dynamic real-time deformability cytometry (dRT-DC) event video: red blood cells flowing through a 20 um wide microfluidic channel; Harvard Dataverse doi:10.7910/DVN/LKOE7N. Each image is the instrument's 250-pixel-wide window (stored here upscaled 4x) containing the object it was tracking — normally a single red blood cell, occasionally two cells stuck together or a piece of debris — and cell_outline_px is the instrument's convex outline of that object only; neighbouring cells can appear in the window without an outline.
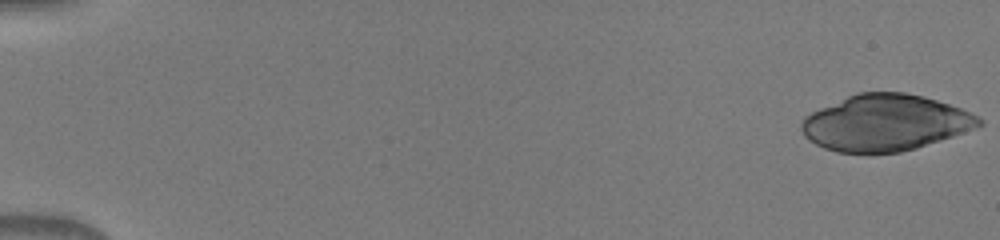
{"species": "human", "species_latin": "Homo sapiens", "temperature_condition": "warm", "stored_images_in_passage": 49, "camera_frame_rate_fps": 3000, "um_per_image_px": 0.085, "donor": {"sex": "male"}, "frame": {"image": 1, "passage_image": 1, "time_ms": 0.0, "image_size_px": [1000, 240], "cell_outline_px": [[984, 124], [980, 128], [916, 148], [900, 152], [868, 156], [836, 152], [824, 148], [808, 140], [804, 136], [800, 128], [800, 124], [804, 116], [820, 108], [848, 96], [860, 92], [904, 92], [924, 96], [960, 108], [980, 116], [984, 120]], "centroid_in_image_um": [75.26, 10.48], "position_along_channel_um": 9.7, "area_um2": 59.3}}